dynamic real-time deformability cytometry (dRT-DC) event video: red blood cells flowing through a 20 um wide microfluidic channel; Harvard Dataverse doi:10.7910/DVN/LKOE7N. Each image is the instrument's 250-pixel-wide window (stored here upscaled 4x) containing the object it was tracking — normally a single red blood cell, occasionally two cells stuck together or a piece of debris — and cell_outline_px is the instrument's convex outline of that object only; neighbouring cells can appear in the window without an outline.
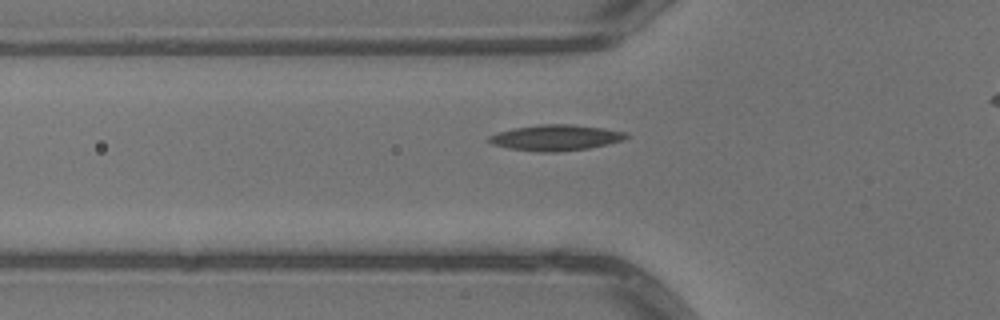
{"species": "common noctule bat (a hibernating species)", "species_latin": "Nyctalus noctula", "temperature_condition": "warm", "stored_images_in_passage": 5, "segment_of_instrument_passage": [1, 2], "camera_frame_rate_fps": 3000, "um_per_image_px": 0.085, "animal": {"sex": "male", "body_mass_g": 13.3}, "frame": {"image": 1, "passage_image": 4, "time_ms": 1.0, "image_size_px": [1000, 320], "cell_outline_px": [[628, 136], [620, 140], [608, 144], [588, 148], [556, 152], [540, 152], [508, 148], [492, 144], [488, 140], [488, 136], [500, 132], [516, 128], [540, 124], [572, 124], [628, 132]], "centroid_in_image_um": [47.23, 11.7], "position_along_channel_um": 78.6, "area_um2": 20.35}}